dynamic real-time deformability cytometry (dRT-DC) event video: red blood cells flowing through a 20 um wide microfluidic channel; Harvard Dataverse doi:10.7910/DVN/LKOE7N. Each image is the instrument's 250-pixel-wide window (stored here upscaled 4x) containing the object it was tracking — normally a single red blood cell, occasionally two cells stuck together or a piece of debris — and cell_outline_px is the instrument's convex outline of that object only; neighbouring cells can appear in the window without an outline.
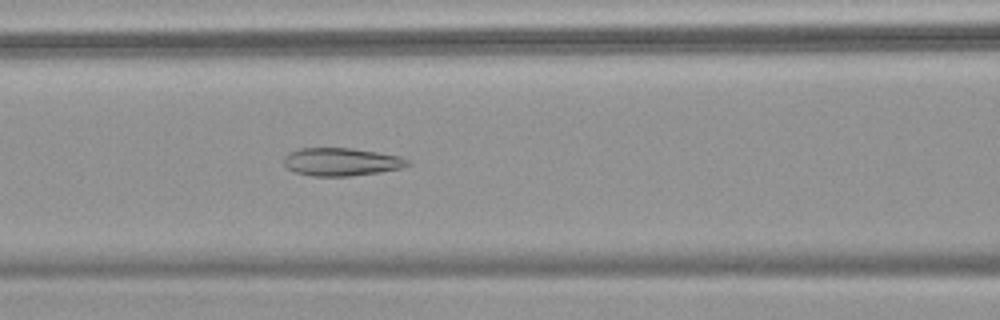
{"species": "common noctule bat (a hibernating species)", "species_latin": "Nyctalus noctula", "temperature_condition": "warm", "stored_images_in_passage": 49, "camera_frame_rate_fps": 3000, "um_per_image_px": 0.085, "animal": {"sex": "female", "body_mass_g": 18.4}, "frame": {"image": 1, "passage_image": 19, "time_ms": 6.0, "image_size_px": [1000, 320], "cell_outline_px": [[412, 164], [400, 168], [380, 172], [348, 176], [312, 176], [296, 172], [288, 168], [284, 164], [284, 156], [288, 152], [300, 148], [352, 148], [400, 156], [412, 160]], "centroid_in_image_um": [29.04, 13.75], "position_along_channel_um": 137.6, "area_um2": 20.23}}
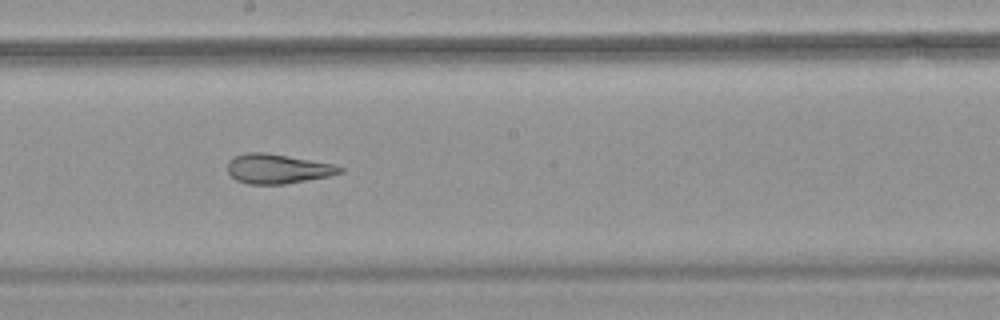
{"frame": {"image": 2, "passage_image": 26, "time_ms": 8.333, "image_size_px": [1000, 320], "cell_outline_px": [[344, 172], [328, 176], [284, 184], [248, 184], [236, 180], [228, 172], [228, 160], [236, 156], [248, 152], [264, 152], [288, 156], [332, 164], [344, 168]], "centroid_in_image_um": [23.58, 14.35], "position_along_channel_um": 224.6, "area_um2": 19.13}}
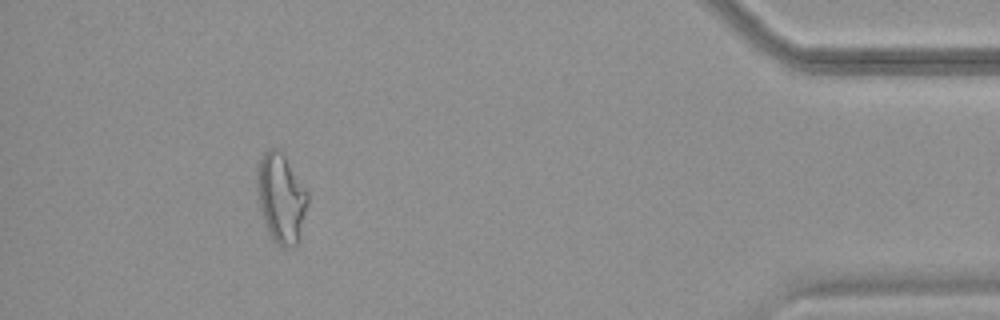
{"frame": {"image": 3, "passage_image": 45, "time_ms": 14.667, "image_size_px": [1000, 320], "cell_outline_px": [[308, 200], [296, 244], [292, 248], [284, 248], [276, 244], [272, 240], [264, 224], [260, 208], [256, 188], [256, 164], [264, 152], [268, 148], [280, 148], [308, 192]], "centroid_in_image_um": [23.84, 16.79], "position_along_channel_um": 411.4, "area_um2": 26.59}, "authors_computed_cell_mechanics": {"area_um2": 23.9292, "velocity_mm_per_s": 3.7453, "shape_relaxation_time_tau1_ms": null, "shape_relaxation_time_tau2_ms": 2.2225, "deformation_change_tau1": null, "deformation_change_tau2": 0.1112}}